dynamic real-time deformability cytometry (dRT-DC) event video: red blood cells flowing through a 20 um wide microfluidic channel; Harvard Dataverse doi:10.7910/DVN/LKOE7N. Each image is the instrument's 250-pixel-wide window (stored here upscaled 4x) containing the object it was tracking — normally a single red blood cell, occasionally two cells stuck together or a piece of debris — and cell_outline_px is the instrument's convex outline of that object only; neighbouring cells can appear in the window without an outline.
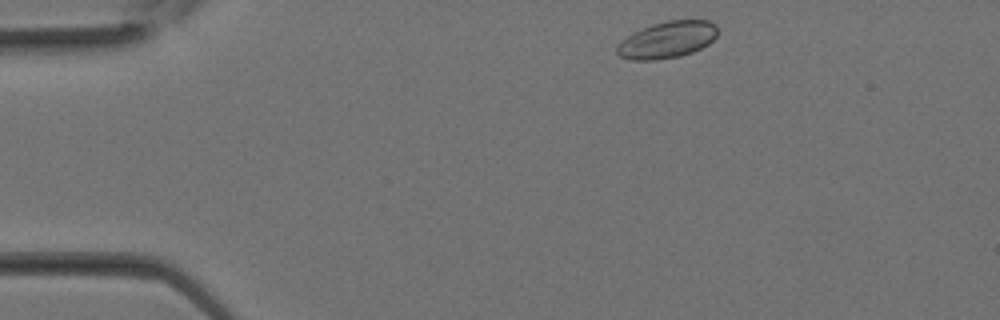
{"species": "Egyptian fruit bat (a non-hibernating species)", "species_latin": "Rousettus aegyptiacus", "temperature_condition": "room temperature", "stored_images_in_passage": 13, "camera_frame_rate_fps": 3000, "um_per_image_px": 0.085, "animal": {"sex": "female"}, "frame": {"image": 1, "passage_image": 1, "time_ms": 0.0, "image_size_px": [1000, 320], "cell_outline_px": [[716, 36], [708, 44], [692, 52], [680, 56], [656, 60], [632, 60], [620, 56], [616, 52], [616, 44], [620, 40], [632, 32], [652, 24], [668, 20], [708, 20], [716, 24]], "centroid_in_image_um": [56.66, 3.38], "position_along_channel_um": 28.3, "area_um2": 21.62}}
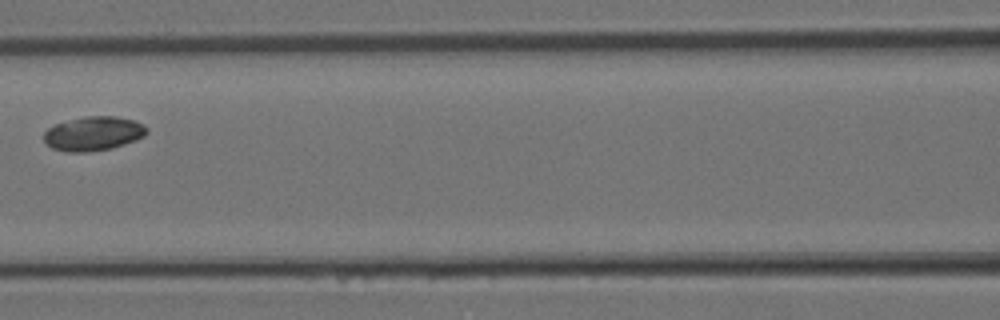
{"frame": {"image": 2, "passage_image": 10, "time_ms": 3.0, "image_size_px": [1000, 320], "cell_outline_px": [[148, 132], [144, 136], [136, 140], [112, 148], [84, 152], [68, 152], [52, 148], [44, 140], [44, 132], [48, 128], [56, 124], [84, 116], [116, 116], [136, 120], [144, 124], [148, 128]], "centroid_in_image_um": [7.98, 11.34], "position_along_channel_um": 158.6, "area_um2": 20.52}}
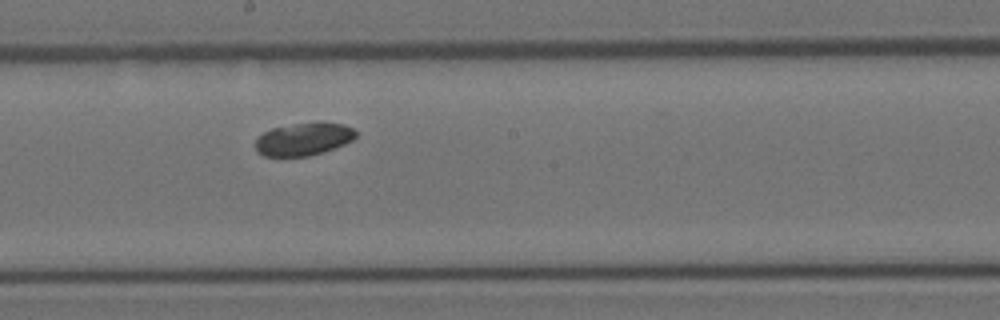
{"frame": {"image": 3, "passage_image": 13, "time_ms": 4.0, "image_size_px": [1000, 320], "cell_outline_px": [[356, 136], [352, 140], [344, 144], [324, 152], [308, 156], [264, 156], [256, 152], [256, 136], [272, 128], [296, 124], [344, 124], [352, 128], [356, 132]], "centroid_in_image_um": [25.76, 11.86], "position_along_channel_um": 222.4, "area_um2": 18.73}}